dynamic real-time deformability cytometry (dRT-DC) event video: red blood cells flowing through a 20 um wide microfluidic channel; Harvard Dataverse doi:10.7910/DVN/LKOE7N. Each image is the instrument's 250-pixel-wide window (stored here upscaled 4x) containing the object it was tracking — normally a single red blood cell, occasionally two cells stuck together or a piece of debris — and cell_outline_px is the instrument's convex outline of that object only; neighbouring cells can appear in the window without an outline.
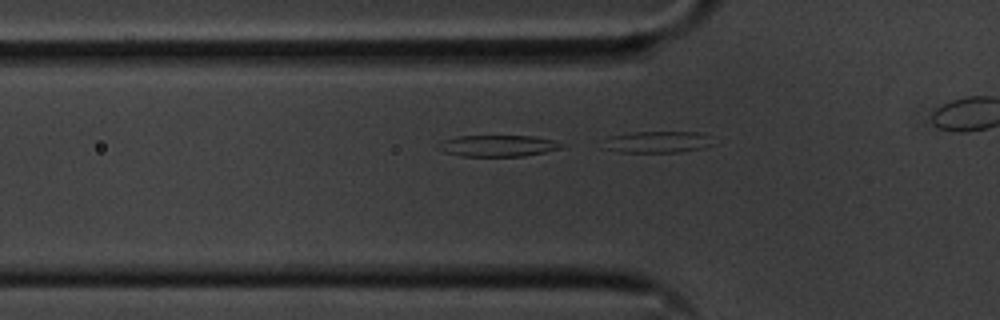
{"species": "common noctule bat (a hibernating species)", "species_latin": "Nyctalus noctula", "temperature_condition": "cold", "stored_images_in_passage": 11, "camera_frame_rate_fps": 3000, "um_per_image_px": 0.085, "animal": {"sex": "male", "body_mass_g": 20.1, "forearm_length_mm": 53.5}, "frame": {"image": 1, "passage_image": 10, "time_ms": 3.0, "image_size_px": [1000, 320], "cell_outline_px": [[564, 144], [560, 148], [544, 152], [524, 156], [460, 156], [444, 152], [444, 140], [456, 136], [532, 136], [556, 140]], "centroid_in_image_um": [42.43, 12.39], "position_along_channel_um": 83.4, "area_um2": 14.97}}